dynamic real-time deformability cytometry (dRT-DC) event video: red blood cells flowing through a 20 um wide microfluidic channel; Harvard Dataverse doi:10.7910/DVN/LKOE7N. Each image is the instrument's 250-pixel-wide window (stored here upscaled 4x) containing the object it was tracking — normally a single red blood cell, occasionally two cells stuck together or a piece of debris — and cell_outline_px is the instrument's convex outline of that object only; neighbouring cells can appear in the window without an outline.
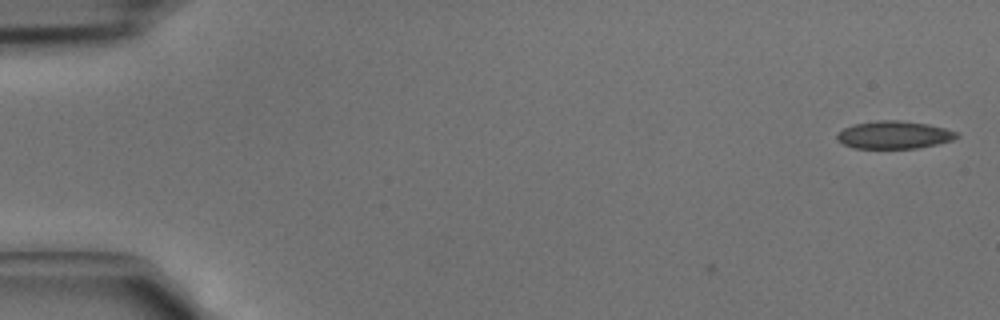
{"species": "common noctule bat (a hibernating species)", "species_latin": "Nyctalus noctula", "temperature_condition": "cold", "stored_images_in_passage": 5, "camera_frame_rate_fps": 3000, "um_per_image_px": 0.085, "animal": {"sex": "male", "body_mass_g": 15.6}, "frame": {"image": 1, "passage_image": 1, "time_ms": 0.0, "image_size_px": [1000, 320], "cell_outline_px": [[960, 136], [952, 140], [936, 144], [916, 148], [852, 148], [836, 140], [836, 136], [844, 128], [852, 124], [876, 120], [900, 120], [928, 124], [944, 128], [956, 132]], "centroid_in_image_um": [75.96, 11.46], "position_along_channel_um": 9.0, "area_um2": 19.31}}
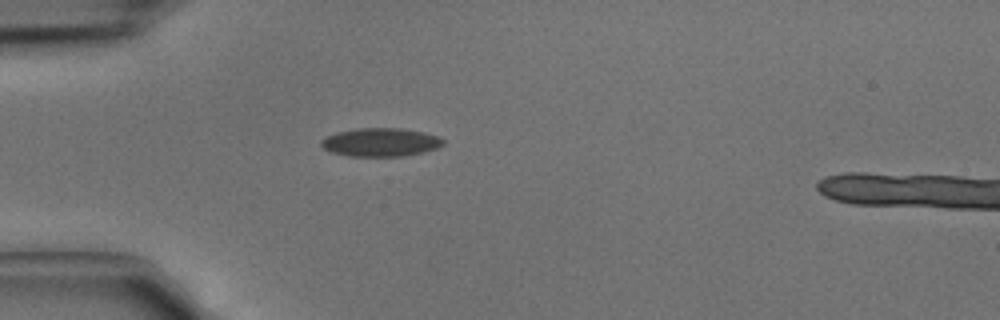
{"frame": {"image": 2, "passage_image": 4, "time_ms": 1.0, "image_size_px": [1000, 320], "cell_outline_px": [[444, 144], [436, 148], [424, 152], [404, 156], [348, 156], [332, 152], [324, 148], [320, 144], [320, 140], [336, 132], [356, 128], [400, 128], [424, 132], [440, 136], [444, 140]], "centroid_in_image_um": [32.37, 12.08], "position_along_channel_um": 52.6, "area_um2": 20.29}}